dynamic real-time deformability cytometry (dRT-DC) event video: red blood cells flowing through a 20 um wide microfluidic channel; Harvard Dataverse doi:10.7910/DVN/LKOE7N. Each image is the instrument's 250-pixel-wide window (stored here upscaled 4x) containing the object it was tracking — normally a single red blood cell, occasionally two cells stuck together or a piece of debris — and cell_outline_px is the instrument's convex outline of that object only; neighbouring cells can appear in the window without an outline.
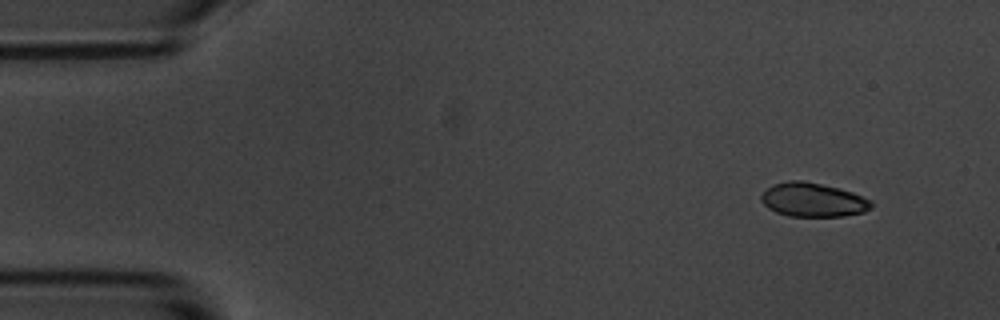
{"species": "common noctule bat (a hibernating species)", "species_latin": "Nyctalus noctula", "temperature_condition": "room temperature", "stored_images_in_passage": 15, "camera_frame_rate_fps": 3000, "um_per_image_px": 0.085, "animal": {"sex": "male", "body_mass_g": 20.1, "forearm_length_mm": 53.5}, "frame": {"image": 1, "passage_image": 2, "time_ms": 1.333, "image_size_px": [1000, 320], "cell_outline_px": [[872, 208], [864, 212], [844, 216], [788, 216], [776, 212], [768, 208], [760, 200], [760, 196], [768, 188], [776, 184], [788, 180], [800, 180], [820, 184], [852, 192], [872, 200]], "centroid_in_image_um": [69.11, 17.0], "position_along_channel_um": 15.9, "area_um2": 21.62}}
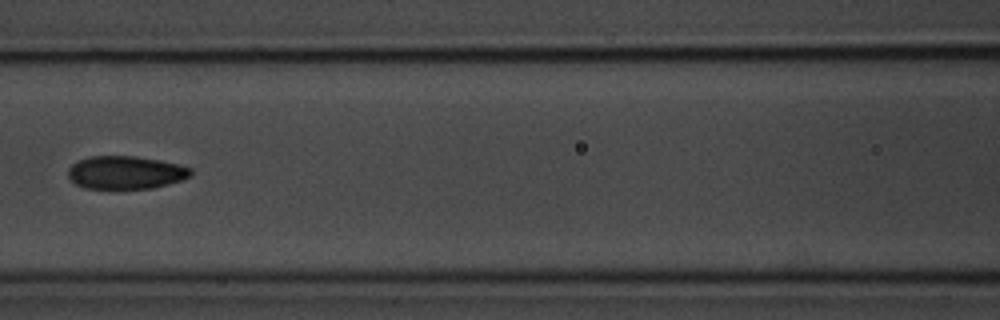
{"frame": {"image": 2, "passage_image": 7, "time_ms": 8.0, "image_size_px": [1000, 320], "cell_outline_px": [[192, 176], [168, 184], [152, 188], [84, 188], [76, 184], [68, 176], [68, 168], [72, 164], [88, 156], [136, 156], [160, 160], [180, 164], [192, 168]], "centroid_in_image_um": [10.7, 14.65], "position_along_channel_um": 155.9, "area_um2": 23.64}}
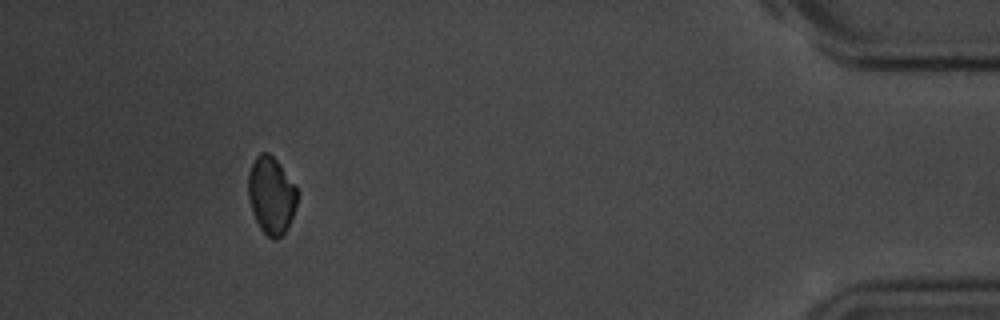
{"frame": {"image": 3, "passage_image": 14, "time_ms": 17.0, "image_size_px": [1000, 320], "cell_outline_px": [[296, 204], [288, 228], [276, 240], [272, 240], [260, 228], [252, 212], [248, 196], [248, 172], [256, 156], [260, 152], [268, 152], [276, 160], [296, 184]], "centroid_in_image_um": [23.04, 16.59], "position_along_channel_um": 412.2, "area_um2": 22.02}, "authors_computed_cell_mechanics": {"area_um2": 23.6402, "velocity_mm_per_s": 3.5441, "shape_relaxation_time_tau1_ms": 4.3323, "shape_relaxation_time_tau2_ms": 3.1739, "deformation_change_tau1": 0.1098, "deformation_change_tau2": 0.0607}}